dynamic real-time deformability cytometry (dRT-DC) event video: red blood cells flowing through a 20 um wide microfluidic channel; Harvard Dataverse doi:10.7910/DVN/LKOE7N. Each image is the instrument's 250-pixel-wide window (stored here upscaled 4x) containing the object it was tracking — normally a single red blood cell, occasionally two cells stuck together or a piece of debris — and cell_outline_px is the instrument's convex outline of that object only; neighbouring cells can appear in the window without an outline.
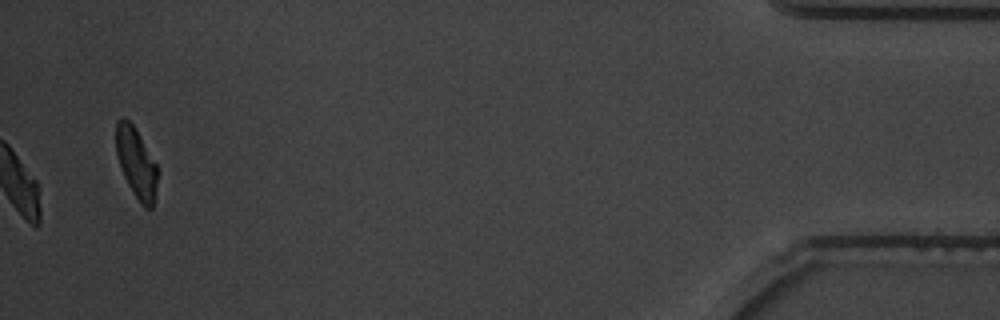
{"species": "common noctule bat (a hibernating species)", "species_latin": "Nyctalus noctula", "temperature_condition": "warm", "stored_images_in_passage": 40, "camera_frame_rate_fps": 3000, "um_per_image_px": 0.085, "animal": {"sex": "male", "body_mass_g": 19.5, "forearm_length_mm": 54.6}, "frame": {"image": 1, "passage_image": 40, "time_ms": 13.0, "image_size_px": [1000, 320], "cell_outline_px": [[156, 188], [152, 208], [144, 208], [140, 204], [132, 192], [124, 176], [116, 152], [116, 120], [120, 116], [124, 116], [132, 124], [156, 164]], "centroid_in_image_um": [11.55, 13.84], "position_along_channel_um": 423.7, "area_um2": 16.59}, "authors_computed_cell_mechanics": {"area_um2": 19.1029, "velocity_mm_per_s": 3.6537, "shape_relaxation_time_tau1_ms": 2.4037, "shape_relaxation_time_tau2_ms": 1.8783, "deformation_change_tau1": 0.1236, "deformation_change_tau2": 0.0558}}